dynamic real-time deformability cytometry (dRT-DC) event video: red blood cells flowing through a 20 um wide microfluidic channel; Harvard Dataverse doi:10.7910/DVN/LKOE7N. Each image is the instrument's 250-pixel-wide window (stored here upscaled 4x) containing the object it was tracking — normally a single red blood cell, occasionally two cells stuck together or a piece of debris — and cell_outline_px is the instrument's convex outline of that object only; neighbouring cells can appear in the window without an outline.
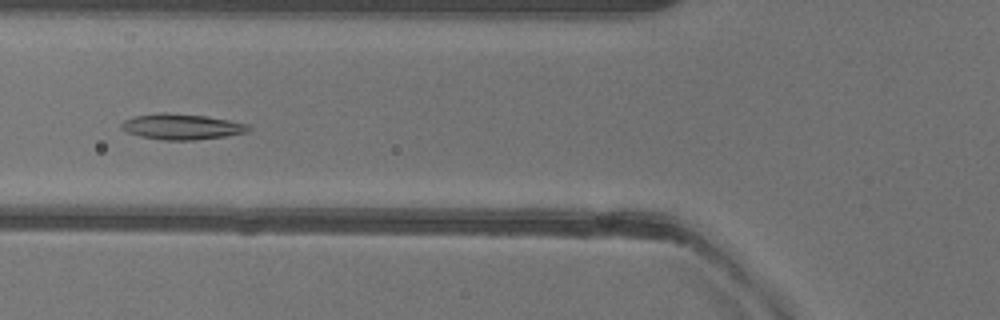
{"species": "common noctule bat (a hibernating species)", "species_latin": "Nyctalus noctula", "temperature_condition": "warm", "stored_images_in_passage": 36, "camera_frame_rate_fps": 3000, "um_per_image_px": 0.085, "animal": {"sex": "female"}, "frame": {"image": 1, "passage_image": 13, "time_ms": 4.0, "image_size_px": [1000, 320], "cell_outline_px": [[252, 128], [248, 132], [224, 136], [192, 140], [160, 140], [140, 136], [128, 132], [120, 128], [120, 124], [124, 120], [136, 116], [156, 112], [168, 112], [204, 116], [228, 120], [248, 124]], "centroid_in_image_um": [15.42, 10.76], "position_along_channel_um": 110.4, "area_um2": 19.02}}
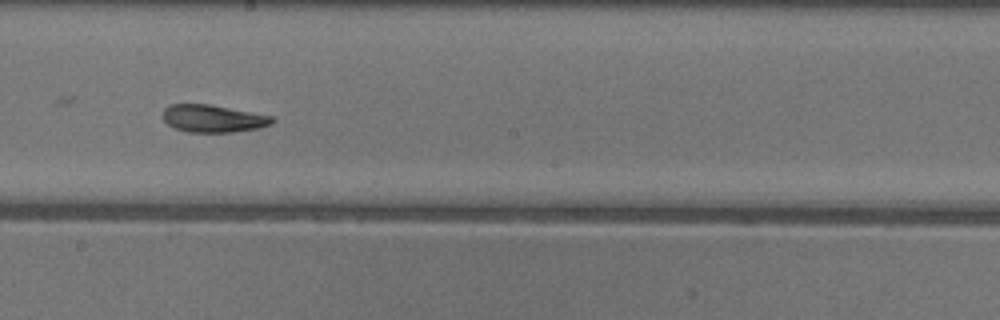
{"frame": {"image": 2, "passage_image": 22, "time_ms": 7.0, "image_size_px": [1000, 320], "cell_outline_px": [[276, 120], [272, 124], [256, 128], [232, 132], [188, 132], [176, 128], [168, 124], [164, 120], [164, 108], [168, 104], [208, 104], [272, 116]], "centroid_in_image_um": [18.11, 10.07], "position_along_channel_um": 230.1, "area_um2": 17.28}}
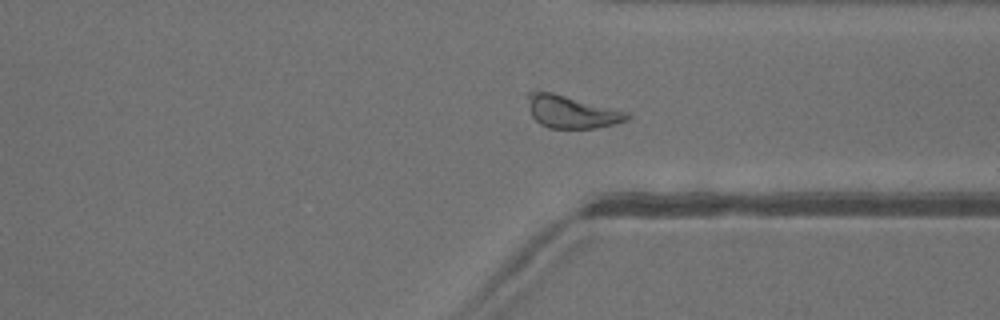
{"frame": {"image": 3, "passage_image": 32, "time_ms": 10.333, "image_size_px": [1000, 320], "cell_outline_px": [[628, 120], [616, 124], [596, 128], [548, 128], [540, 124], [532, 116], [528, 96], [528, 92], [552, 92], [628, 112]], "centroid_in_image_um": [48.61, 9.52], "position_along_channel_um": 362.8, "area_um2": 18.5}}